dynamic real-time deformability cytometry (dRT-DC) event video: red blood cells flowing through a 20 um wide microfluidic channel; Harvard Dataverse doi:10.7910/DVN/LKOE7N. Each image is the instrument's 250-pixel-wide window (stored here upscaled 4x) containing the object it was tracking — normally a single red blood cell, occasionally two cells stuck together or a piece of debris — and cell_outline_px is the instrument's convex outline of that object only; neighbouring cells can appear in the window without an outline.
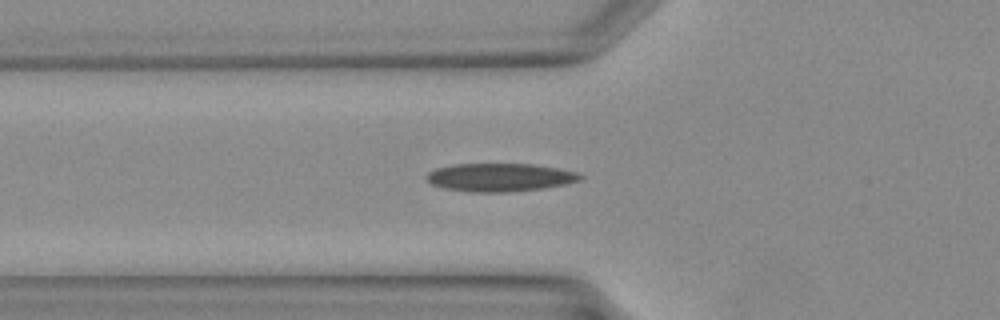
{"species": "Egyptian fruit bat (a non-hibernating species)", "species_latin": "Rousettus aegyptiacus", "temperature_condition": "warm", "stored_images_in_passage": 27, "camera_frame_rate_fps": 3000, "um_per_image_px": 0.085, "animal": {"sex": "female"}, "frame": {"image": 1, "passage_image": 5, "time_ms": 1.333, "image_size_px": [1000, 320], "cell_outline_px": [[584, 176], [580, 180], [564, 184], [544, 188], [512, 192], [468, 192], [444, 188], [432, 184], [424, 180], [424, 176], [428, 172], [436, 168], [452, 164], [532, 164], [556, 168], [576, 172]], "centroid_in_image_um": [42.43, 15.08], "position_along_channel_um": 83.4, "area_um2": 25.37}}
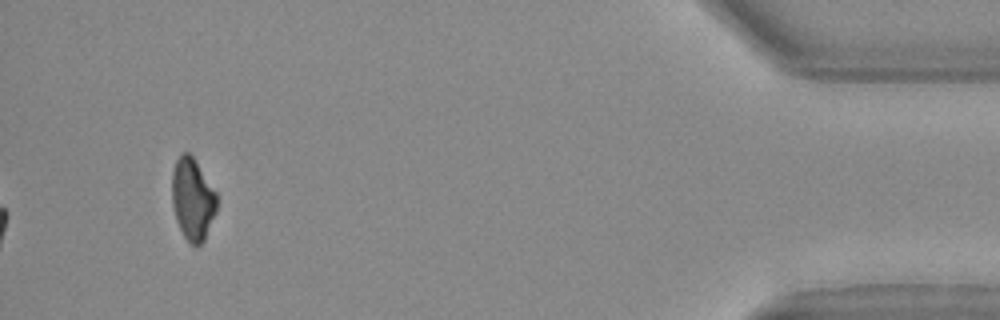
{"frame": {"image": 2, "passage_image": 27, "time_ms": 8.667, "image_size_px": [1000, 320], "cell_outline_px": [[216, 212], [204, 240], [200, 244], [192, 244], [184, 236], [176, 220], [172, 204], [172, 172], [176, 160], [180, 152], [188, 152], [192, 156], [216, 192]], "centroid_in_image_um": [16.35, 16.9], "position_along_channel_um": 418.8, "area_um2": 21.15}}